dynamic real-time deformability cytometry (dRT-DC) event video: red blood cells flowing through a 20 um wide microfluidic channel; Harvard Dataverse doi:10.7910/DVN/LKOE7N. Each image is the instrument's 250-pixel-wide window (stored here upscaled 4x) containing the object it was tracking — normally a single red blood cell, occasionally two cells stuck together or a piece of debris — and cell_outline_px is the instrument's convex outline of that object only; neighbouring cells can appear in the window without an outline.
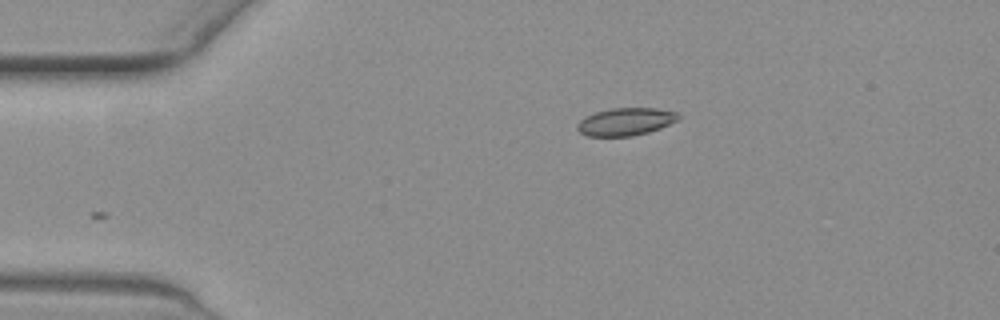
{"species": "common noctule bat (a hibernating species)", "species_latin": "Nyctalus noctula", "temperature_condition": "warm", "stored_images_in_passage": 39, "camera_frame_rate_fps": 3000, "um_per_image_px": 0.085, "animal": {"sex": "female", "body_mass_g": 19.3, "forearm_length_mm": 54.1}, "frame": {"image": 1, "passage_image": 1, "time_ms": 0.0, "image_size_px": [1000, 320], "cell_outline_px": [[680, 120], [660, 128], [648, 132], [632, 136], [588, 136], [580, 132], [576, 128], [576, 124], [584, 116], [596, 112], [612, 108], [656, 108], [676, 112], [680, 116]], "centroid_in_image_um": [53.18, 10.34], "position_along_channel_um": 31.8, "area_um2": 16.36}}
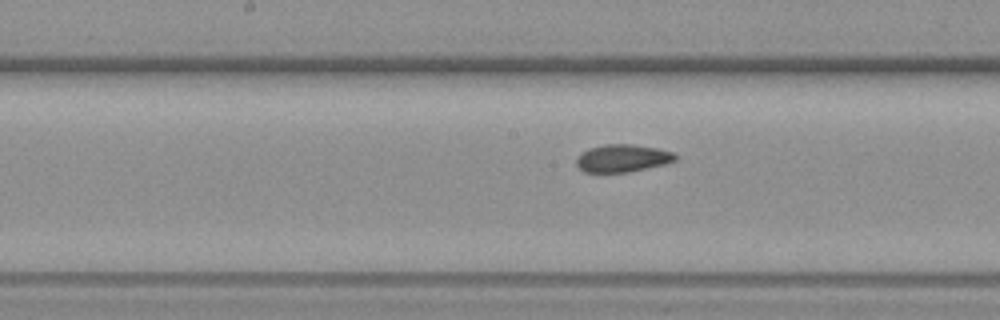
{"frame": {"image": 2, "passage_image": 20, "time_ms": 6.333, "image_size_px": [1000, 320], "cell_outline_px": [[676, 160], [664, 164], [628, 172], [584, 172], [576, 164], [576, 160], [580, 152], [588, 148], [604, 144], [632, 144], [656, 148], [676, 152]], "centroid_in_image_um": [52.9, 13.44], "position_along_channel_um": 195.3, "area_um2": 15.95}}
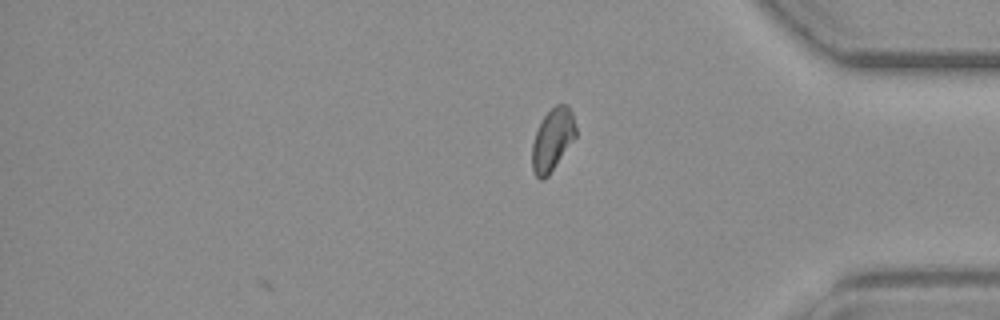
{"frame": {"image": 3, "passage_image": 39, "time_ms": 12.667, "image_size_px": [1000, 320], "cell_outline_px": [[576, 136], [548, 176], [540, 180], [536, 176], [532, 168], [532, 144], [536, 132], [544, 116], [556, 104], [568, 104], [572, 112], [576, 128]], "centroid_in_image_um": [46.97, 11.86], "position_along_channel_um": 388.2, "area_um2": 15.66}, "authors_computed_cell_mechanics": {"area_um2": 15.895, "velocity_mm_per_s": 3.3657, "shape_relaxation_time_tau1_ms": null, "shape_relaxation_time_tau2_ms": 5.0579, "deformation_change_tau1": null, "deformation_change_tau2": 0.096}}